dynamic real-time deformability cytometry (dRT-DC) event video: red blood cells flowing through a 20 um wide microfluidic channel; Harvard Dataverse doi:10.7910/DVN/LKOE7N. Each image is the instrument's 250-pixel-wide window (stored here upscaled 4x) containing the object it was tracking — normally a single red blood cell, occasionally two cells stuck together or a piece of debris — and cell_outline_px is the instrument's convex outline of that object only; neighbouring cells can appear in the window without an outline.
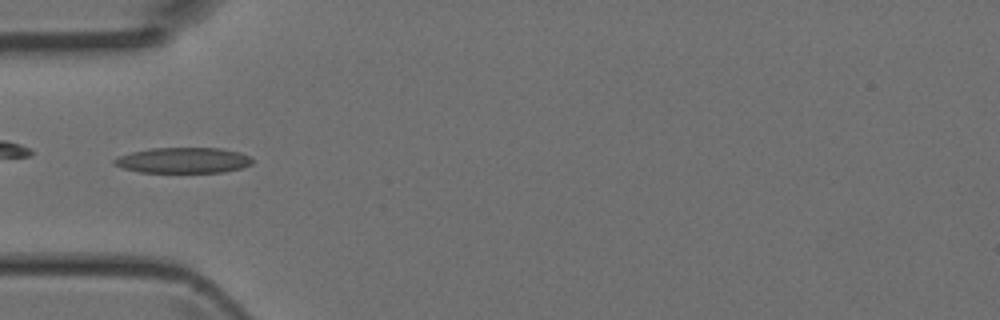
{"species": "Egyptian fruit bat (a non-hibernating species)", "species_latin": "Rousettus aegyptiacus", "temperature_condition": "room temperature", "stored_images_in_passage": 6, "camera_frame_rate_fps": 3000, "um_per_image_px": 0.085, "animal": {"sex": "female"}, "frame": {"image": 1, "passage_image": 5, "time_ms": 1.333, "image_size_px": [1000, 320], "cell_outline_px": [[252, 164], [240, 168], [224, 172], [140, 172], [124, 168], [112, 164], [112, 160], [120, 156], [132, 152], [152, 148], [220, 148], [240, 152], [248, 156], [252, 160]], "centroid_in_image_um": [15.57, 13.62], "position_along_channel_um": 69.4, "area_um2": 20.46}}
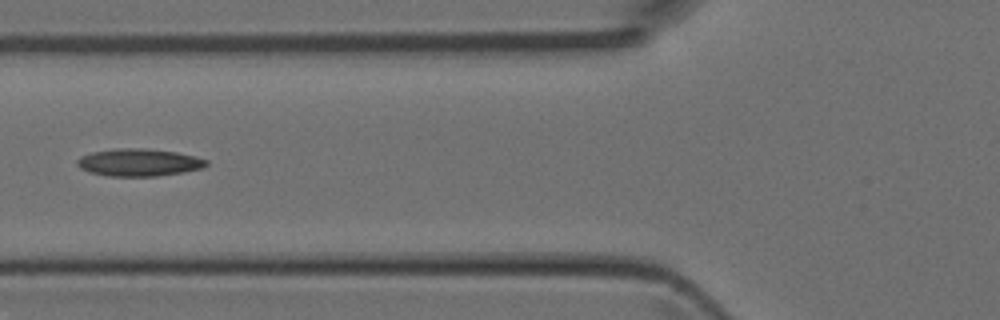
{"frame": {"image": 2, "passage_image": 6, "time_ms": 1.667, "image_size_px": [1000, 320], "cell_outline_px": [[208, 164], [204, 168], [184, 172], [156, 176], [108, 176], [88, 172], [80, 168], [76, 164], [76, 160], [80, 156], [92, 152], [116, 148], [144, 148], [176, 152], [196, 156], [208, 160]], "centroid_in_image_um": [11.81, 13.8], "position_along_channel_um": 114.0, "area_um2": 20.87}}